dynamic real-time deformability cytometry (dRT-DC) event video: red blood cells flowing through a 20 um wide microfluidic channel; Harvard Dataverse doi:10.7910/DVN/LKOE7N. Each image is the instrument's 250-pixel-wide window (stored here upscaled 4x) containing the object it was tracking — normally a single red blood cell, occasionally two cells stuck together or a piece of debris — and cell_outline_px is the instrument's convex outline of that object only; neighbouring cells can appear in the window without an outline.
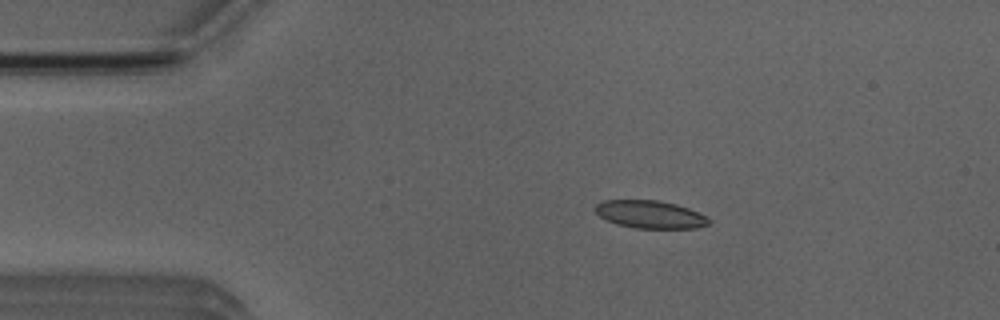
{"species": "Egyptian fruit bat (a non-hibernating species)", "species_latin": "Rousettus aegyptiacus", "temperature_condition": "room temperature", "stored_images_in_passage": 52, "camera_frame_rate_fps": 3000, "um_per_image_px": 0.085, "animal": {"sex": "male"}, "frame": {"image": 1, "passage_image": 10, "time_ms": 3.0, "image_size_px": [1000, 320], "cell_outline_px": [[712, 220], [708, 224], [696, 228], [636, 228], [616, 224], [604, 220], [592, 208], [596, 204], [604, 200], [656, 200], [676, 204], [688, 208], [708, 216]], "centroid_in_image_um": [55.24, 18.22], "position_along_channel_um": 29.8, "area_um2": 18.55}}
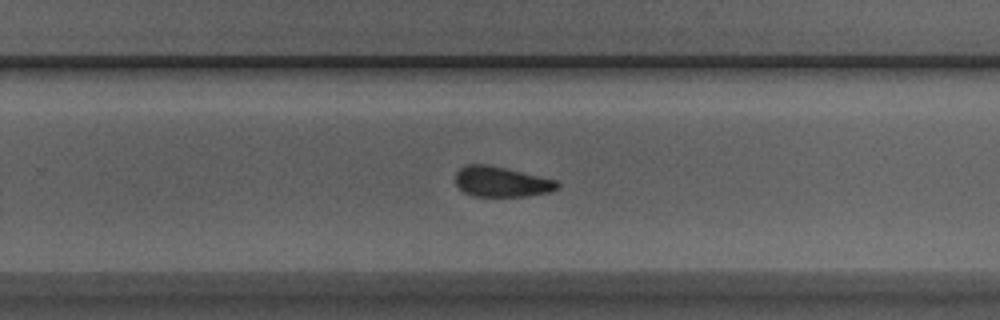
{"frame": {"image": 2, "passage_image": 34, "time_ms": 11.0, "image_size_px": [1000, 320], "cell_outline_px": [[560, 188], [552, 192], [528, 196], [472, 196], [464, 192], [456, 184], [456, 172], [460, 168], [468, 164], [484, 164], [504, 168], [556, 180], [560, 184]], "centroid_in_image_um": [42.64, 15.46], "position_along_channel_um": 287.2, "area_um2": 17.92}}
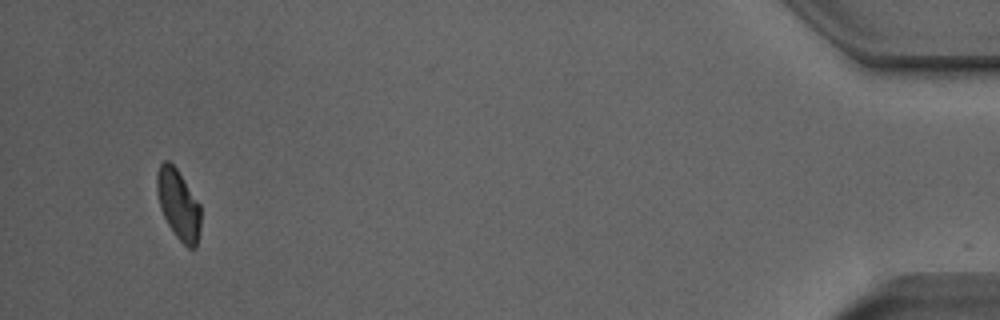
{"frame": {"image": 3, "passage_image": 51, "time_ms": 16.667, "image_size_px": [1000, 320], "cell_outline_px": [[200, 228], [196, 248], [188, 248], [176, 236], [168, 224], [160, 208], [156, 188], [156, 176], [160, 164], [164, 160], [168, 160], [176, 168], [200, 204]], "centroid_in_image_um": [15.16, 17.38], "position_along_channel_um": 420.0, "area_um2": 17.74}, "authors_computed_cell_mechanics": {"area_um2": 18.7272, "velocity_mm_per_s": 3.8212, "shape_relaxation_time_tau1_ms": null, "shape_relaxation_time_tau2_ms": 3.6382, "deformation_change_tau1": null, "deformation_change_tau2": 0.1134}}